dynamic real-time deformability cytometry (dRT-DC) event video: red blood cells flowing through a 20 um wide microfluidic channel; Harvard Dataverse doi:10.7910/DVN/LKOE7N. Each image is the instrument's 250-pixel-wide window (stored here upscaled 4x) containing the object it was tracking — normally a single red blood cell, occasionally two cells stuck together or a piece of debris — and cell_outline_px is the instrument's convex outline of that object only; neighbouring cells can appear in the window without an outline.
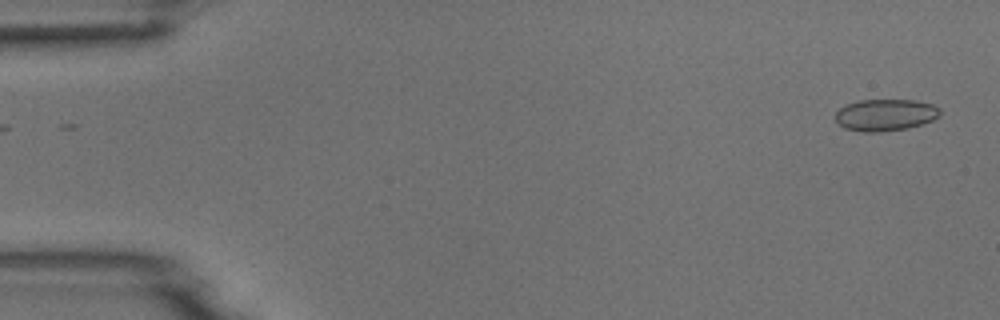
{"species": "common noctule bat (a hibernating species)", "species_latin": "Nyctalus noctula", "temperature_condition": "room temperature", "stored_images_in_passage": 52, "camera_frame_rate_fps": 3000, "um_per_image_px": 0.085, "animal": {"sex": "male", "body_mass_g": 18.8}, "frame": {"image": 1, "passage_image": 1, "time_ms": 0.0, "image_size_px": [1000, 320], "cell_outline_px": [[940, 116], [932, 120], [908, 128], [880, 132], [864, 132], [844, 128], [836, 120], [836, 112], [844, 104], [860, 100], [916, 100], [932, 104], [940, 108]], "centroid_in_image_um": [75.25, 9.76], "position_along_channel_um": 9.7, "area_um2": 19.42}}
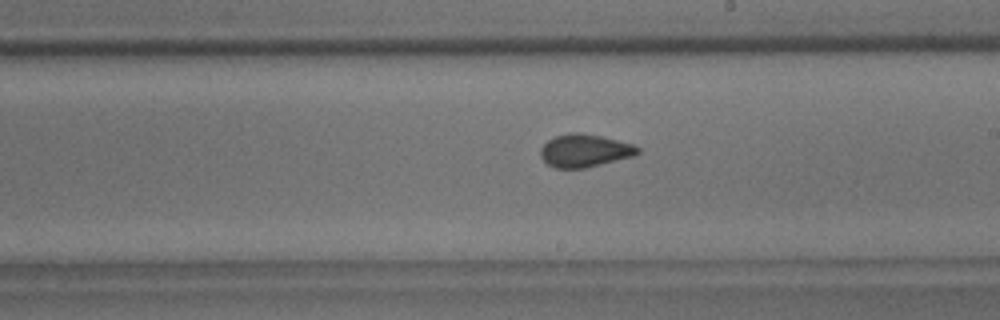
{"frame": {"image": 2, "passage_image": 29, "time_ms": 9.333, "image_size_px": [1000, 320], "cell_outline_px": [[640, 152], [632, 156], [584, 168], [556, 168], [548, 164], [540, 156], [540, 148], [548, 140], [556, 136], [568, 132], [580, 132], [600, 136], [632, 144], [640, 148]], "centroid_in_image_um": [49.66, 12.79], "position_along_channel_um": 239.3, "area_um2": 18.38}}
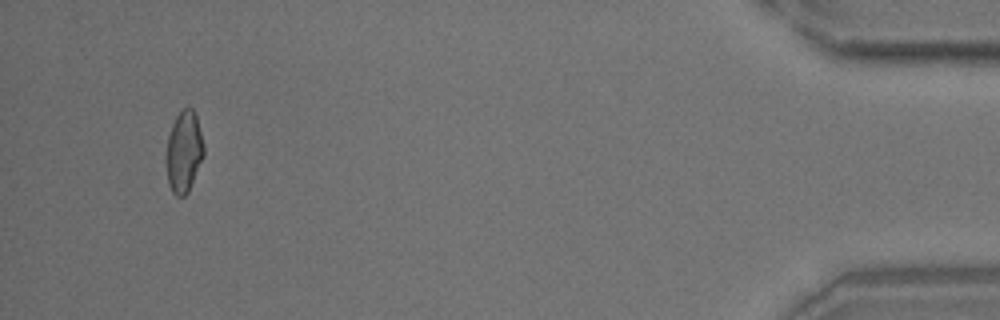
{"frame": {"image": 3, "passage_image": 49, "time_ms": 16.0, "image_size_px": [1000, 320], "cell_outline_px": [[204, 156], [188, 192], [184, 196], [176, 196], [172, 192], [168, 184], [164, 160], [164, 156], [168, 136], [172, 124], [176, 116], [184, 108], [192, 108], [196, 116], [204, 144]], "centroid_in_image_um": [15.6, 12.93], "position_along_channel_um": 419.6, "area_um2": 18.15}}